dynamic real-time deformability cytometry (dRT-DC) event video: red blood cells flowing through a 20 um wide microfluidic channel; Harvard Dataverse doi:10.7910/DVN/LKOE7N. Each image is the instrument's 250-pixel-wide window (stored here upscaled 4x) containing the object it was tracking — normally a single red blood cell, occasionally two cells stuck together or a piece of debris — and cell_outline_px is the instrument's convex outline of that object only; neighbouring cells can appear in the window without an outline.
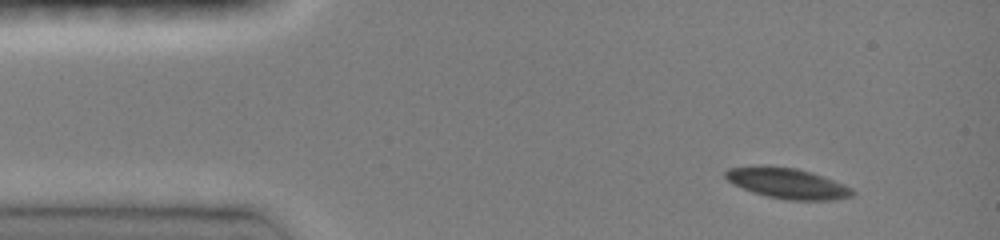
{"species": "common noctule bat (a hibernating species)", "species_latin": "Nyctalus noctula", "temperature_condition": "room temperature", "stored_images_in_passage": 43, "camera_frame_rate_fps": 3000, "um_per_image_px": 0.085, "animal": {"sex": "female", "body_mass_g": 19.0, "forearm_length_mm": 51.5}, "frame": {"image": 1, "passage_image": 1, "time_ms": 0.0, "image_size_px": [1000, 240], "cell_outline_px": [[856, 192], [852, 196], [836, 200], [788, 200], [768, 196], [752, 192], [732, 184], [724, 176], [724, 172], [728, 168], [752, 164], [796, 168], [812, 172], [844, 184], [852, 188]], "centroid_in_image_um": [66.9, 15.56], "position_along_channel_um": 18.1, "area_um2": 22.95}}
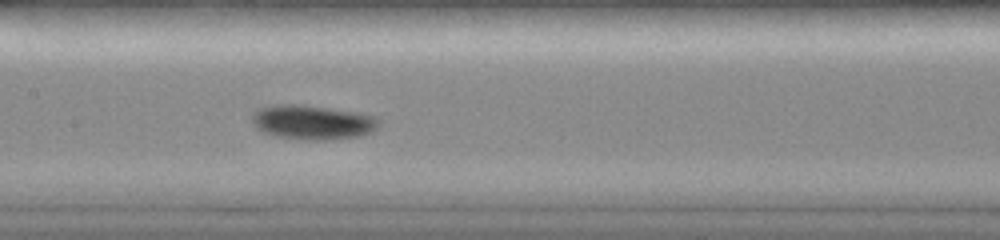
{"frame": {"image": 2, "passage_image": 19, "time_ms": 6.0, "image_size_px": [1000, 240], "cell_outline_px": [[380, 124], [372, 132], [360, 136], [332, 140], [308, 140], [276, 136], [264, 132], [256, 128], [252, 120], [252, 116], [256, 108], [276, 104], [300, 104], [364, 112], [376, 116], [380, 120]], "centroid_in_image_um": [26.61, 10.38], "position_along_channel_um": 180.8, "area_um2": 26.01}}
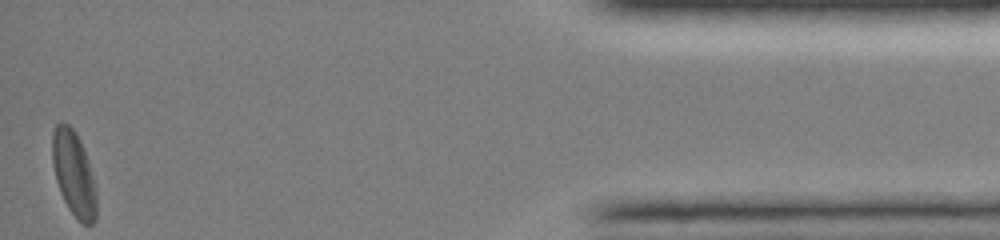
{"frame": {"image": 3, "passage_image": 43, "time_ms": 14.0, "image_size_px": [1000, 240], "cell_outline_px": [[96, 220], [92, 224], [84, 224], [76, 220], [68, 208], [60, 192], [56, 180], [52, 164], [52, 132], [56, 124], [68, 124], [76, 132], [80, 140], [88, 160], [96, 188]], "centroid_in_image_um": [6.27, 14.79], "position_along_channel_um": 428.9, "area_um2": 21.96}, "authors_computed_cell_mechanics": {"area_um2": 22.831, "velocity_mm_per_s": 3.9807, "shape_relaxation_time_tau1_ms": 2.1561, "shape_relaxation_time_tau2_ms": null, "deformation_change_tau1": 0.0896, "deformation_change_tau2": null}}